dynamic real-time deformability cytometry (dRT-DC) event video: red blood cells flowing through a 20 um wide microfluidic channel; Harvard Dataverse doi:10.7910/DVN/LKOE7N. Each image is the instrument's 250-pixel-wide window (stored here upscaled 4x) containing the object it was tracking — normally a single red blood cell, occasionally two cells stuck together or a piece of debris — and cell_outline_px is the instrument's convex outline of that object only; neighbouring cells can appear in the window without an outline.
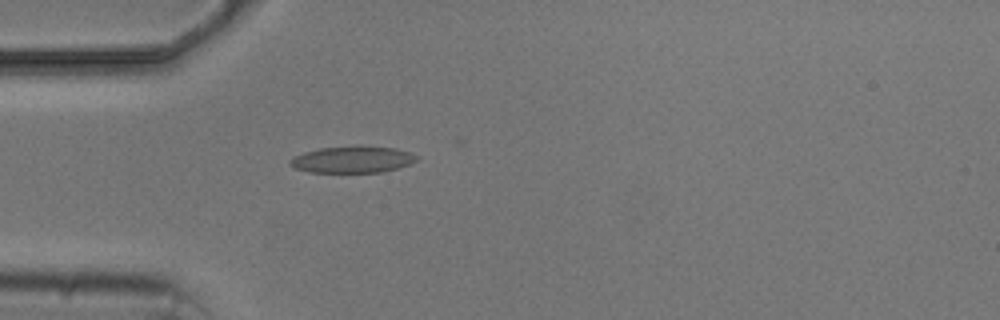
{"species": "common noctule bat (a hibernating species)", "species_latin": "Nyctalus noctula", "temperature_condition": "cold", "stored_images_in_passage": 4, "camera_frame_rate_fps": 3000, "um_per_image_px": 0.085, "animal": {"sex": "male", "body_mass_g": 20.5, "forearm_length_mm": 52.5}, "frame": {"image": 1, "passage_image": 4, "time_ms": 4.333, "image_size_px": [1000, 320], "cell_outline_px": [[416, 160], [408, 164], [384, 172], [308, 172], [296, 168], [288, 164], [288, 160], [304, 152], [320, 148], [356, 144], [360, 144], [396, 148], [408, 152], [416, 156]], "centroid_in_image_um": [29.93, 13.53], "position_along_channel_um": 55.1, "area_um2": 19.88}}